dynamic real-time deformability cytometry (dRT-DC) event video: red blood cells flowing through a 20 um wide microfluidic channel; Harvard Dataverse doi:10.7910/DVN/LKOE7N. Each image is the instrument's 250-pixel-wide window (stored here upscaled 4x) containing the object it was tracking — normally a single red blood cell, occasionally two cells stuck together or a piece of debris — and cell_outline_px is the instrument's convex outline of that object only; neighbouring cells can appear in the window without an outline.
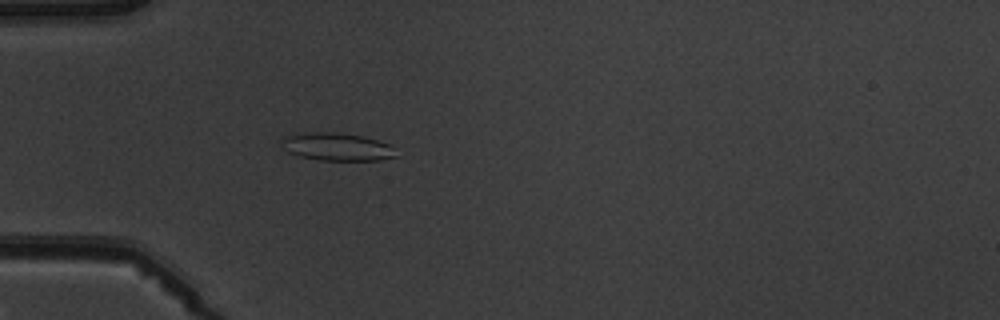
{"species": "common noctule bat (a hibernating species)", "species_latin": "Nyctalus noctula", "temperature_condition": "warm", "stored_images_in_passage": 4, "camera_frame_rate_fps": 3000, "um_per_image_px": 0.085, "animal": {"sex": "male", "body_mass_g": 19.5, "forearm_length_mm": 54.6}, "frame": {"image": 1, "passage_image": 4, "time_ms": 3.667, "image_size_px": [1000, 320], "cell_outline_px": [[396, 156], [380, 160], [320, 160], [300, 156], [288, 152], [280, 140], [280, 136], [304, 132], [332, 132], [364, 136], [392, 144]], "centroid_in_image_um": [28.62, 12.46], "position_along_channel_um": 56.4, "area_um2": 18.67}}